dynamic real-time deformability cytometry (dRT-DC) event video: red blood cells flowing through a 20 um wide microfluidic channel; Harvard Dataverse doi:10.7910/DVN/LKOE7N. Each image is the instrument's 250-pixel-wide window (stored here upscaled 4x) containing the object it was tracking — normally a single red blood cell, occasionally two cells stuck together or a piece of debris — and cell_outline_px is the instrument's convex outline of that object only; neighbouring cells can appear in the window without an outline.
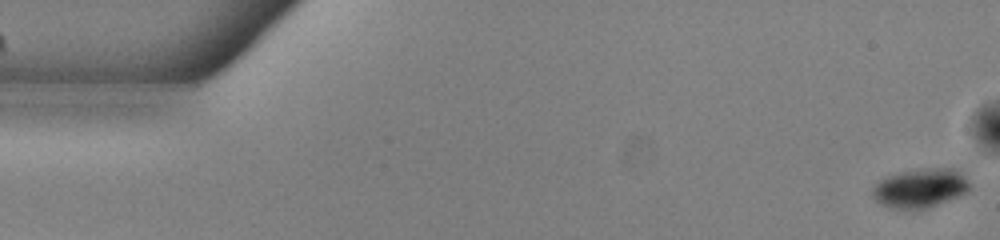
{"species": "common noctule bat (a hibernating species)", "species_latin": "Nyctalus noctula", "temperature_condition": "warm", "stored_images_in_passage": 54, "camera_frame_rate_fps": 3000, "um_per_image_px": 0.085, "animal": {"sex": "male", "body_mass_g": 13.0, "forearm_length_mm": 53.1}, "frame": {"image": 1, "passage_image": 1, "time_ms": 0.0, "image_size_px": [1000, 240], "cell_outline_px": [[968, 192], [960, 196], [928, 208], [888, 208], [880, 204], [872, 196], [872, 188], [880, 180], [888, 176], [904, 172], [940, 168], [952, 168], [960, 172], [968, 180]], "centroid_in_image_um": [78.22, 16.01], "position_along_channel_um": 6.8, "area_um2": 21.68}}
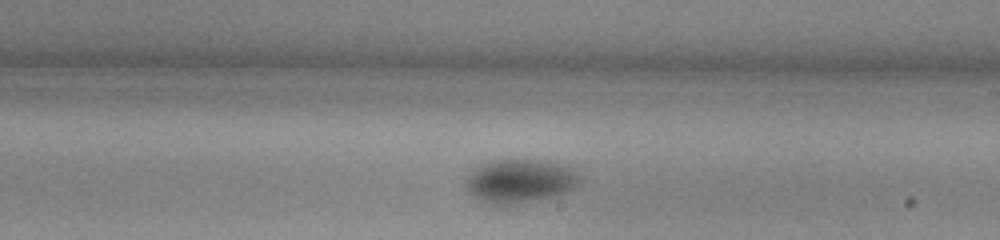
{"frame": {"image": 2, "passage_image": 31, "time_ms": 10.0, "image_size_px": [1000, 240], "cell_outline_px": [[584, 176], [580, 184], [564, 192], [536, 200], [500, 204], [496, 204], [484, 200], [468, 192], [464, 184], [468, 176], [472, 172], [484, 164], [492, 160], [540, 160], [556, 164], [568, 168]], "centroid_in_image_um": [44.22, 15.37], "position_along_channel_um": 244.8, "area_um2": 27.98}}
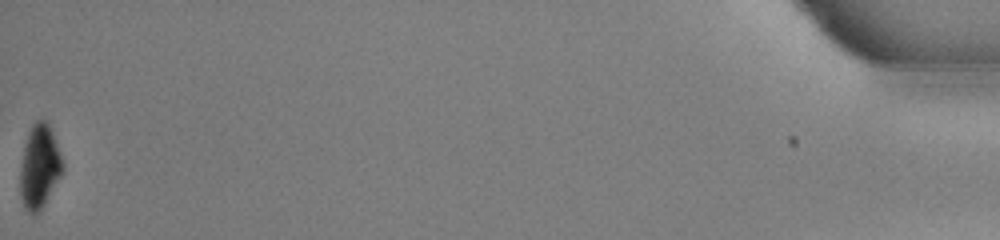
{"frame": {"image": 3, "passage_image": 54, "time_ms": 17.667, "image_size_px": [1000, 240], "cell_outline_px": [[64, 168], [60, 176], [40, 212], [32, 216], [24, 208], [20, 196], [20, 168], [24, 144], [28, 132], [32, 124], [36, 120], [48, 120], [64, 164]], "centroid_in_image_um": [3.34, 14.17], "position_along_channel_um": 431.9, "area_um2": 20.92}, "authors_computed_cell_mechanics": {"area_um2": 25.721, "velocity_mm_per_s": 3.8305, "shape_relaxation_time_tau1_ms": 2.1823, "shape_relaxation_time_tau2_ms": null, "deformation_change_tau1": 0.072, "deformation_change_tau2": null}}